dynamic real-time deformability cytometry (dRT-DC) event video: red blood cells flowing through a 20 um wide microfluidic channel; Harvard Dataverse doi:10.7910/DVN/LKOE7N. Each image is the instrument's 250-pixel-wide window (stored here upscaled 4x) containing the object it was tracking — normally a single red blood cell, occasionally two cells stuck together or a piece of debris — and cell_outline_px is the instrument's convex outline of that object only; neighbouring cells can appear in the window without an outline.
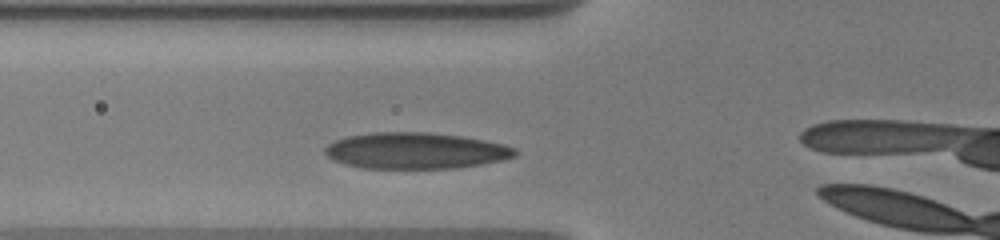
{"species": "human", "species_latin": "Homo sapiens", "temperature_condition": "warm", "stored_images_in_passage": 6, "camera_frame_rate_fps": 3000, "um_per_image_px": 0.085, "donor": {"sex": "male"}, "frame": {"image": 1, "passage_image": 5, "time_ms": 3.0, "image_size_px": [1000, 240], "cell_outline_px": [[516, 156], [500, 160], [480, 164], [456, 168], [364, 168], [344, 164], [332, 160], [324, 152], [324, 148], [328, 144], [336, 140], [348, 136], [376, 132], [428, 132], [460, 136], [484, 140], [504, 144], [516, 148]], "centroid_in_image_um": [35.3, 12.81], "position_along_channel_um": 90.5, "area_um2": 40.0}}